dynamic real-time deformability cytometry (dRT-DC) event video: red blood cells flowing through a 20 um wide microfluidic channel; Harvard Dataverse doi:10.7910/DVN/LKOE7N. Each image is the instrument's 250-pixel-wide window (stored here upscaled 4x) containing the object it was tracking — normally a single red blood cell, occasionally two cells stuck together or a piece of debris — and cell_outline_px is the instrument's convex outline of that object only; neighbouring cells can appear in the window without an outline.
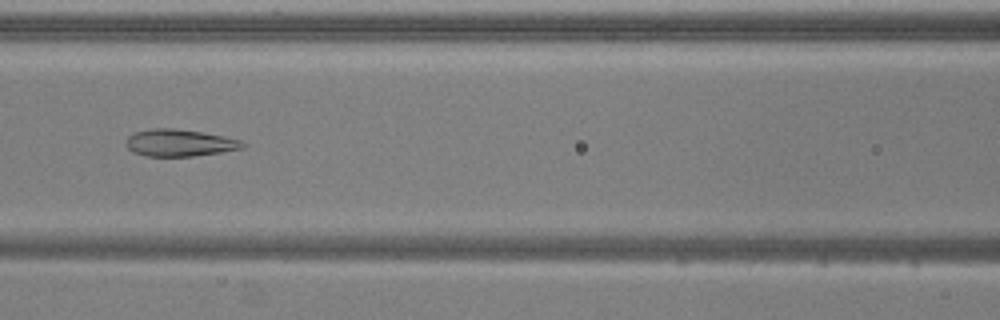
{"species": "common noctule bat (a hibernating species)", "species_latin": "Nyctalus noctula", "temperature_condition": "warm", "stored_images_in_passage": 53, "camera_frame_rate_fps": 3000, "um_per_image_px": 0.085, "animal": {"sex": "male", "body_mass_g": 20.5, "forearm_length_mm": 52.5}, "frame": {"image": 1, "passage_image": 23, "time_ms": 7.333, "image_size_px": [1000, 320], "cell_outline_px": [[248, 144], [244, 148], [220, 152], [192, 156], [144, 156], [132, 152], [124, 144], [124, 140], [132, 132], [152, 128], [176, 128], [224, 136], [240, 140]], "centroid_in_image_um": [15.21, 12.13], "position_along_channel_um": 151.4, "area_um2": 18.61}}
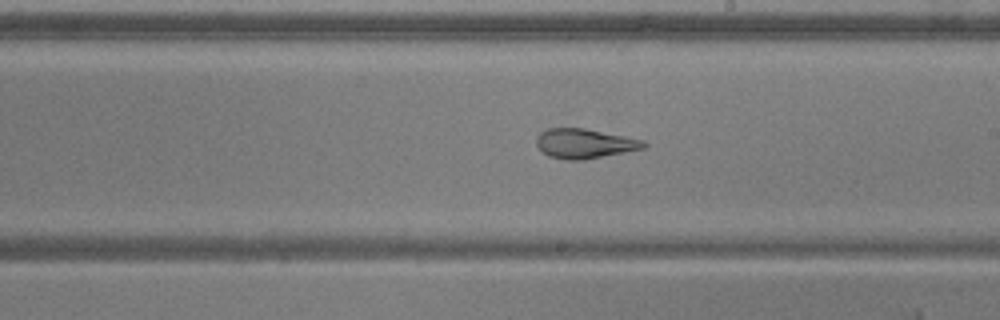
{"frame": {"image": 2, "passage_image": 30, "time_ms": 9.667, "image_size_px": [1000, 320], "cell_outline_px": [[648, 144], [644, 148], [584, 160], [568, 160], [548, 156], [536, 144], [536, 136], [540, 132], [548, 128], [584, 128], [644, 140]], "centroid_in_image_um": [49.67, 12.2], "position_along_channel_um": 239.3, "area_um2": 18.44}}
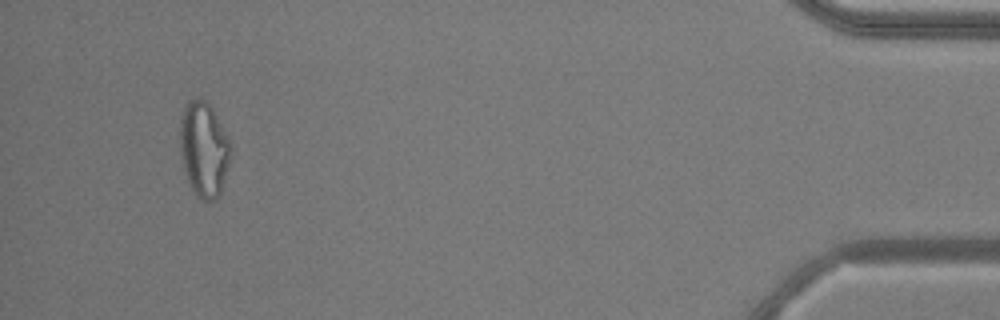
{"frame": {"image": 3, "passage_image": 50, "time_ms": 16.333, "image_size_px": [1000, 320], "cell_outline_px": [[232, 152], [224, 180], [220, 192], [216, 200], [200, 200], [192, 192], [180, 156], [180, 120], [184, 108], [188, 100], [196, 96], [204, 100], [212, 108], [232, 144]], "centroid_in_image_um": [17.33, 12.68], "position_along_channel_um": 417.9, "area_um2": 28.32}, "authors_computed_cell_mechanics": {"area_um2": 25.0274, "velocity_mm_per_s": 3.7757, "shape_relaxation_time_tau1_ms": null, "shape_relaxation_time_tau2_ms": 1.4965, "deformation_change_tau1": null, "deformation_change_tau2": 0.1007}}